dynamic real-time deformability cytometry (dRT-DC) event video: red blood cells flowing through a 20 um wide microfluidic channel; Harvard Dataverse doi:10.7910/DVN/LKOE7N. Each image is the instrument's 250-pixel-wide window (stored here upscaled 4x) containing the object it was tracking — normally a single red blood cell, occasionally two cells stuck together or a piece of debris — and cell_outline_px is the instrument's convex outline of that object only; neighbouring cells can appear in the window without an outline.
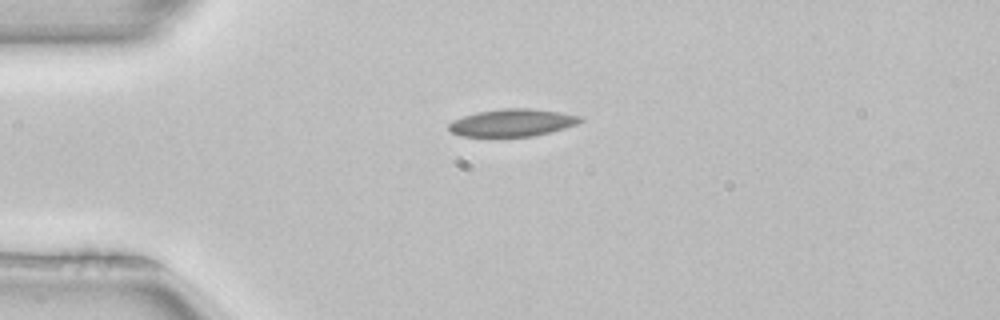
{"species": "common noctule bat (a hibernating species)", "species_latin": "Nyctalus noctula", "temperature_condition": "room temperature", "stored_images_in_passage": 2, "camera_frame_rate_fps": 3000, "um_per_image_px": 0.085, "animal": {"sex": "female", "body_mass_g": 22.7, "forearm_length_mm": 54.2}, "frame": {"image": 1, "passage_image": 1, "time_ms": 0.0, "image_size_px": [1000, 320], "cell_outline_px": [[584, 120], [576, 124], [564, 128], [532, 136], [460, 136], [452, 132], [448, 128], [448, 124], [452, 120], [476, 112], [504, 108], [532, 108], [560, 112], [580, 116]], "centroid_in_image_um": [43.53, 10.42], "position_along_channel_um": 41.5, "area_um2": 20.87}}